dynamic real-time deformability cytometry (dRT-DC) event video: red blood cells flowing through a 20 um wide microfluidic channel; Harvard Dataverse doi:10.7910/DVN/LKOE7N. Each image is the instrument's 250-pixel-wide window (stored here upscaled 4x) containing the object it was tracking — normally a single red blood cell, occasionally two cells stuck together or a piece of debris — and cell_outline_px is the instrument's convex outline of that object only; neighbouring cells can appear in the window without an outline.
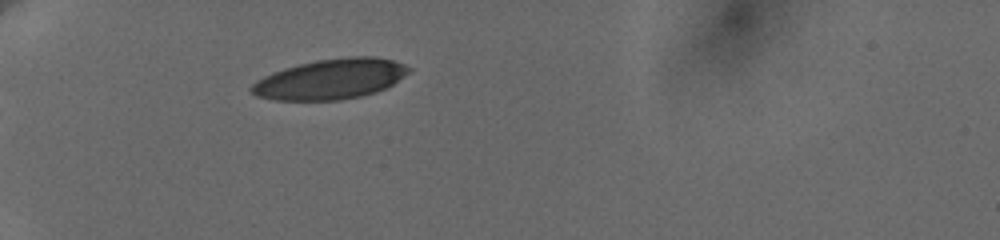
{"species": "human", "species_latin": "Homo sapiens", "temperature_condition": "cold", "stored_images_in_passage": 32, "camera_frame_rate_fps": 3000, "um_per_image_px": 0.085, "donor": {"sex": "female"}, "frame": {"image": 1, "passage_image": 1, "time_ms": 0.0, "image_size_px": [1000, 240], "cell_outline_px": [[412, 68], [408, 72], [392, 84], [376, 92], [360, 96], [340, 100], [276, 100], [256, 96], [248, 88], [256, 80], [272, 72], [284, 68], [316, 60], [348, 56], [376, 56], [392, 60], [404, 64]], "centroid_in_image_um": [28.07, 6.71], "position_along_channel_um": 56.9, "area_um2": 36.82}}
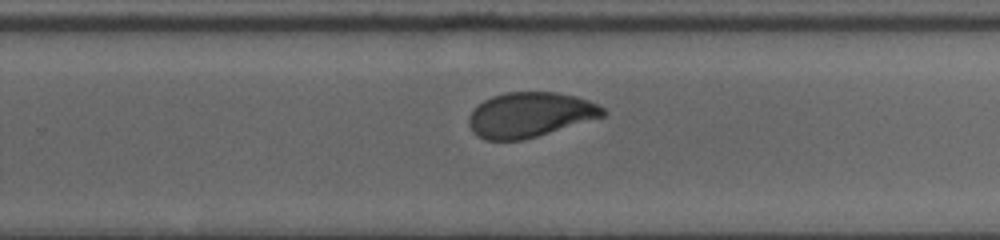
{"frame": {"image": 2, "passage_image": 16, "time_ms": 7.0, "image_size_px": [1000, 240], "cell_outline_px": [[608, 112], [604, 116], [536, 136], [520, 140], [484, 140], [476, 136], [472, 132], [468, 124], [468, 116], [484, 100], [492, 96], [508, 92], [556, 92], [576, 96], [588, 100], [604, 108]], "centroid_in_image_um": [45.03, 9.75], "position_along_channel_um": 284.8, "area_um2": 34.91}}
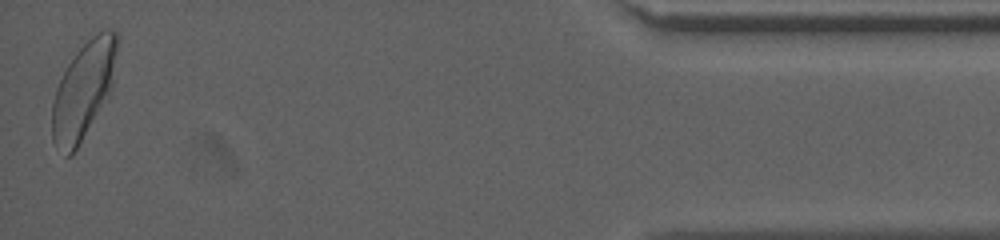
{"frame": {"image": 3, "passage_image": 32, "time_ms": 12.667, "image_size_px": [1000, 240], "cell_outline_px": [[120, 36], [112, 88], [72, 156], [68, 156], [52, 140], [52, 104], [56, 88], [68, 64], [76, 52], [92, 36], [108, 28], [116, 32]], "centroid_in_image_um": [7.12, 7.61], "position_along_channel_um": 428.1, "area_um2": 36.24}, "authors_computed_cell_mechanics": {"area_um2": 35.6337, "velocity_mm_per_s": 3.6258, "shape_relaxation_time_tau1_ms": 4.4809, "shape_relaxation_time_tau2_ms": 1.4736, "deformation_change_tau1": 0.128, "deformation_change_tau2": 0.0609}}